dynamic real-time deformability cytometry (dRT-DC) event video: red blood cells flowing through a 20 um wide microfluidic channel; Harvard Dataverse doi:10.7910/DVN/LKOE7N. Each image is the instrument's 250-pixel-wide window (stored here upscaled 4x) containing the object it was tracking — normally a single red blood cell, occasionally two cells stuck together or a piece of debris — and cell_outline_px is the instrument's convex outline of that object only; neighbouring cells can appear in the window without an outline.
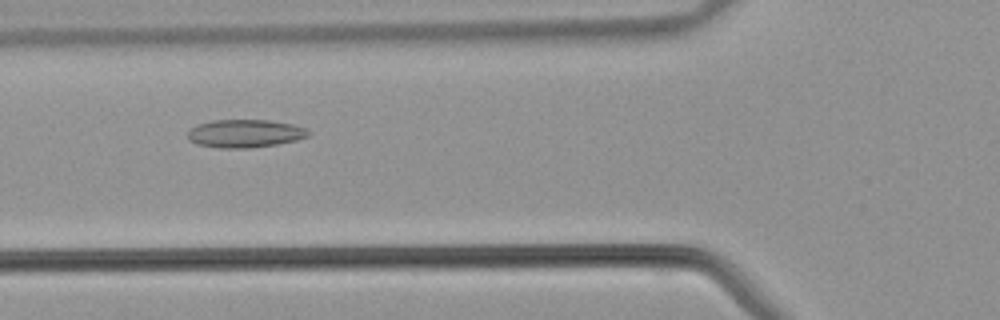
{"species": "common noctule bat (a hibernating species)", "species_latin": "Nyctalus noctula", "temperature_condition": "warm", "stored_images_in_passage": 40, "camera_frame_rate_fps": 3000, "um_per_image_px": 0.085, "animal": {"sex": "male", "body_mass_g": 21.5, "forearm_length_mm": 52.0}, "frame": {"image": 1, "passage_image": 14, "time_ms": 4.333, "image_size_px": [1000, 320], "cell_outline_px": [[312, 132], [308, 136], [296, 140], [276, 144], [248, 148], [220, 148], [196, 144], [188, 140], [188, 132], [192, 128], [200, 124], [212, 120], [268, 120], [292, 124], [304, 128]], "centroid_in_image_um": [20.82, 11.35], "position_along_channel_um": 105.0, "area_um2": 19.59}}
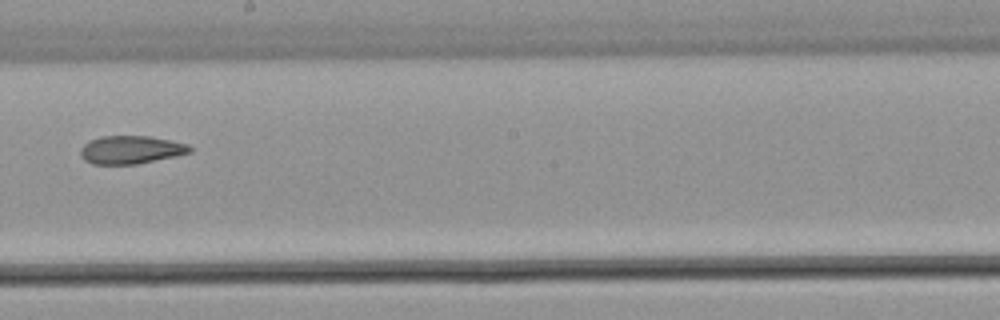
{"frame": {"image": 2, "passage_image": 22, "time_ms": 7.0, "image_size_px": [1000, 320], "cell_outline_px": [[192, 152], [176, 156], [136, 164], [92, 164], [84, 160], [80, 156], [80, 148], [88, 140], [100, 136], [148, 136], [188, 144], [192, 148]], "centroid_in_image_um": [11.09, 12.73], "position_along_channel_um": 237.1, "area_um2": 17.98}}
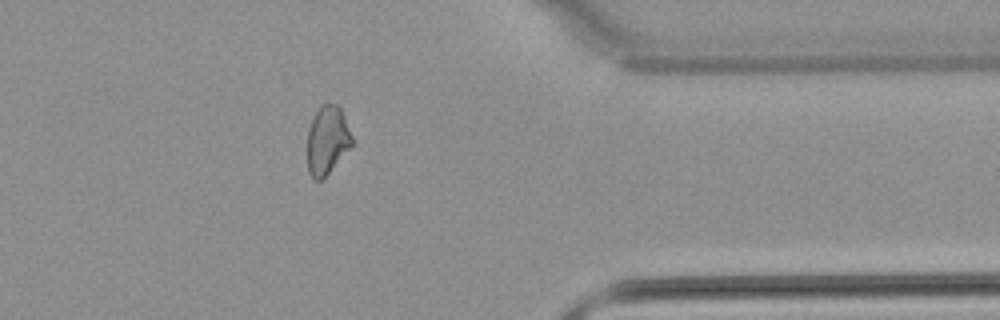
{"frame": {"image": 3, "passage_image": 32, "time_ms": 10.333, "image_size_px": [1000, 320], "cell_outline_px": [[352, 144], [328, 172], [320, 180], [316, 180], [308, 172], [308, 128], [320, 104], [336, 104], [340, 108], [344, 116], [352, 136]], "centroid_in_image_um": [27.8, 11.88], "position_along_channel_um": 383.6, "area_um2": 17.28}}